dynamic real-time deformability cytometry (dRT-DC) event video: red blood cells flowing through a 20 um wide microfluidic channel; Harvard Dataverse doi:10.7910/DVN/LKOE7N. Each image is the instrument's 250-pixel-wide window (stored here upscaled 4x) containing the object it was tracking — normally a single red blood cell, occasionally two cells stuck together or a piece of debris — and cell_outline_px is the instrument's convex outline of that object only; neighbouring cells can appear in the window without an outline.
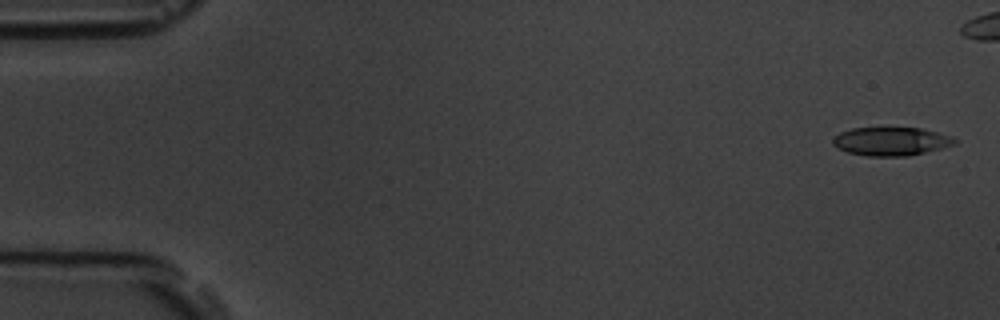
{"species": "common noctule bat (a hibernating species)", "species_latin": "Nyctalus noctula", "temperature_condition": "room temperature", "stored_images_in_passage": 6, "camera_frame_rate_fps": 3000, "um_per_image_px": 0.085, "animal": {"sex": "male", "body_mass_g": 19.5, "forearm_length_mm": 54.6}, "frame": {"image": 1, "passage_image": 1, "time_ms": 0.0, "image_size_px": [1000, 320], "cell_outline_px": [[956, 144], [908, 156], [868, 156], [848, 152], [832, 144], [832, 140], [840, 132], [852, 128], [920, 128], [952, 136], [956, 140]], "centroid_in_image_um": [75.74, 12.01], "position_along_channel_um": 9.3, "area_um2": 19.94}}